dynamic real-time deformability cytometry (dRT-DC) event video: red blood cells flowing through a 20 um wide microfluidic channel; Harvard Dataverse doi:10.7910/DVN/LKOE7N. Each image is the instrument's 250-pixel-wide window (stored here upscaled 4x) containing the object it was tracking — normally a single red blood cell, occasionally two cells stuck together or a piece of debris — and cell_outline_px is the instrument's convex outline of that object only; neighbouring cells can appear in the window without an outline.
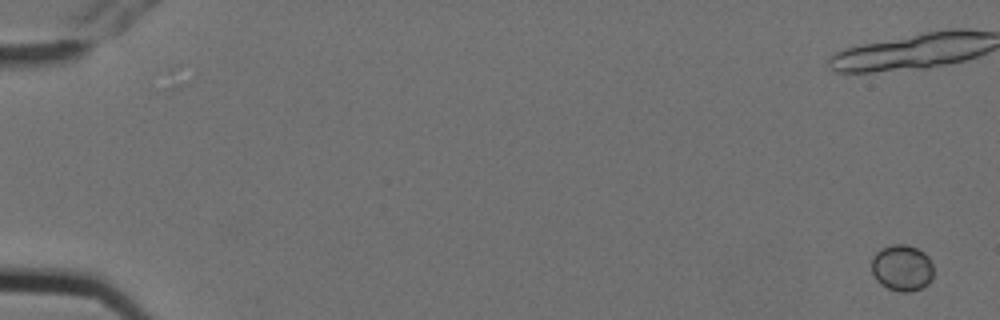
{"species": "Egyptian fruit bat (a non-hibernating species)", "species_latin": "Rousettus aegyptiacus", "temperature_condition": "cold", "stored_images_in_passage": 5, "camera_frame_rate_fps": 3000, "um_per_image_px": 0.085, "animal": {"sex": "female"}, "frame": {"image": 1, "passage_image": 1, "time_ms": 0.0, "image_size_px": [1000, 320], "cell_outline_px": [[932, 280], [928, 284], [920, 288], [908, 292], [900, 292], [888, 288], [880, 284], [876, 280], [872, 272], [872, 256], [880, 248], [892, 244], [904, 244], [916, 248], [924, 252], [928, 256], [932, 264]], "centroid_in_image_um": [76.66, 22.76], "position_along_channel_um": 8.3, "area_um2": 16.82}}